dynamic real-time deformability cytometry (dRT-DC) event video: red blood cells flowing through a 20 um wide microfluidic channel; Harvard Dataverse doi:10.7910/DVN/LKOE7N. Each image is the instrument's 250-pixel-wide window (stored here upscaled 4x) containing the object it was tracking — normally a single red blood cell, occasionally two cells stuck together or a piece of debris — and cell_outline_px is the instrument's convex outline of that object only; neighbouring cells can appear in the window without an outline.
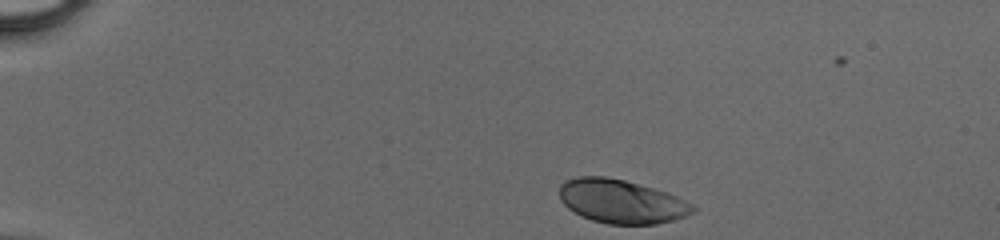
{"species": "human", "species_latin": "Homo sapiens", "temperature_condition": "cold", "stored_images_in_passage": 34, "camera_frame_rate_fps": 3000, "um_per_image_px": 0.085, "donor": {"sex": "male"}, "frame": {"image": 1, "passage_image": 1, "time_ms": 0.0, "image_size_px": [1000, 240], "cell_outline_px": [[696, 212], [688, 216], [656, 224], [608, 224], [592, 220], [580, 216], [568, 208], [560, 200], [560, 184], [564, 180], [576, 176], [604, 176], [624, 180], [668, 192], [692, 204], [696, 208]], "centroid_in_image_um": [52.81, 17.12], "position_along_channel_um": 32.2, "area_um2": 34.22}}
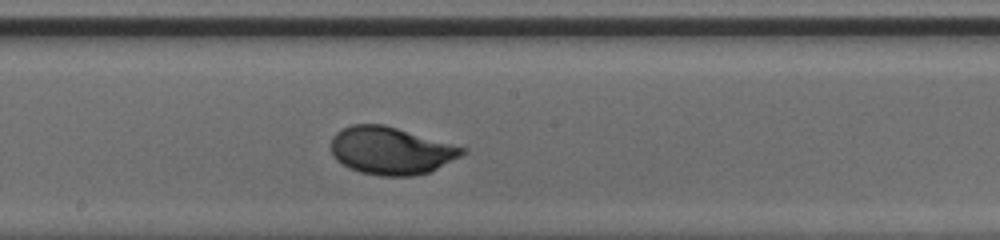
{"frame": {"image": 2, "passage_image": 20, "time_ms": 6.333, "image_size_px": [1000, 240], "cell_outline_px": [[468, 152], [428, 172], [412, 176], [380, 176], [360, 172], [348, 168], [336, 160], [332, 156], [332, 136], [336, 132], [352, 124], [384, 124], [468, 148]], "centroid_in_image_um": [33.22, 12.8], "position_along_channel_um": 215.0, "area_um2": 36.41}}
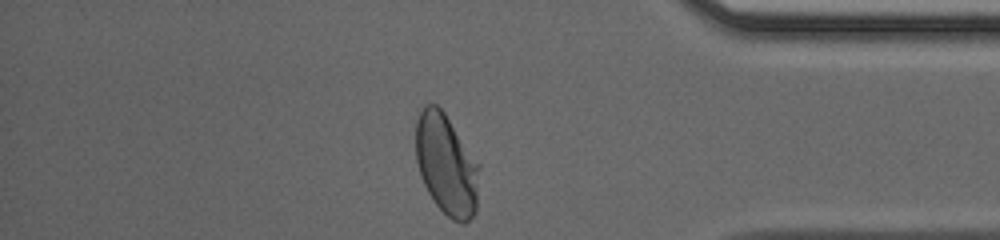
{"frame": {"image": 3, "passage_image": 34, "time_ms": 11.0, "image_size_px": [1000, 240], "cell_outline_px": [[480, 168], [476, 212], [464, 224], [460, 224], [452, 220], [436, 204], [428, 192], [424, 184], [416, 160], [416, 120], [424, 104], [436, 104], [444, 112], [480, 164]], "centroid_in_image_um": [37.96, 14.0], "position_along_channel_um": 397.2, "area_um2": 37.4}}